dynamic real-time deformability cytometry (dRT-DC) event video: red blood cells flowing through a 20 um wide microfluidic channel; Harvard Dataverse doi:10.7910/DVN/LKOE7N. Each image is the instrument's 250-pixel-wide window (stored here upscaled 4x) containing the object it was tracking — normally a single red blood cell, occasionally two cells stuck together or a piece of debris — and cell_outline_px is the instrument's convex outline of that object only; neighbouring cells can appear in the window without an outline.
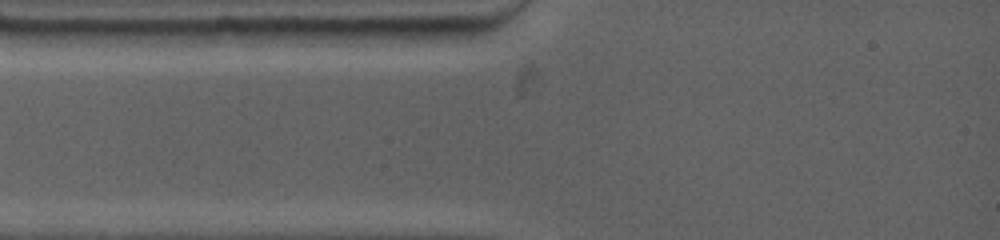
{"species": "common noctule bat (a hibernating species)", "species_latin": "Nyctalus noctula", "temperature_condition": "warm", "stored_images_in_passage": 4, "camera_frame_rate_fps": 4500, "um_per_image_px": 0.085, "animal": {"sex": "female", "body_mass_g": 19.0, "forearm_length_mm": 53.3}, "frame": {"image": 1, "passage_image": 1, "time_ms": 0.0, "image_size_px": [1000, 240], "cell_outline_px": [[468, 44], [400, 44], [372, 32], [364, 28], [468, 28]], "centroid_in_image_um": [36.05, 3.01], "position_along_channel_um": 49.0, "area_um2": 10.0}}